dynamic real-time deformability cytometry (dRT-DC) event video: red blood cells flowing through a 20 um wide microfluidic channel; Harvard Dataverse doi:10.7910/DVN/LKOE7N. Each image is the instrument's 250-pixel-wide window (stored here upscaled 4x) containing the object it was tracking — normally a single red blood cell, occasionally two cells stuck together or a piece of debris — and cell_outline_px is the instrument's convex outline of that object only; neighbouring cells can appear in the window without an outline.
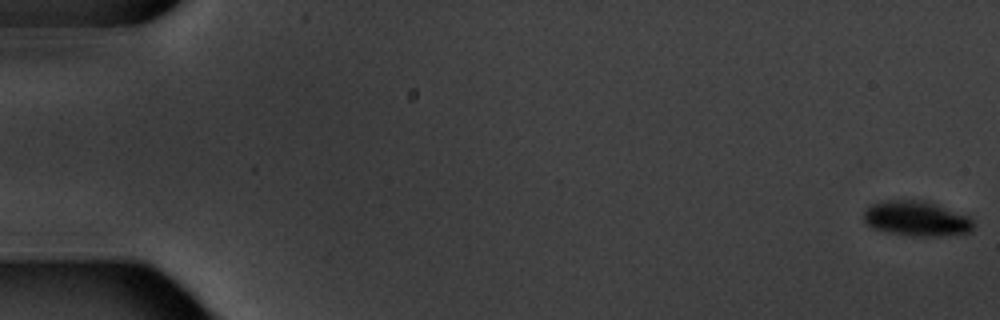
{"species": "common noctule bat (a hibernating species)", "species_latin": "Nyctalus noctula", "temperature_condition": "warm", "stored_images_in_passage": 6, "camera_frame_rate_fps": 3000, "um_per_image_px": 0.085, "animal": {"sex": "male", "body_mass_g": 20.1, "forearm_length_mm": 53.5}, "frame": {"image": 1, "passage_image": 1, "time_ms": 0.0, "image_size_px": [1000, 320], "cell_outline_px": [[972, 232], [940, 236], [912, 236], [888, 232], [872, 228], [864, 220], [864, 212], [868, 204], [884, 200], [924, 200], [936, 204], [968, 216], [972, 220]], "centroid_in_image_um": [77.86, 18.57], "position_along_channel_um": 7.1, "area_um2": 22.43}}
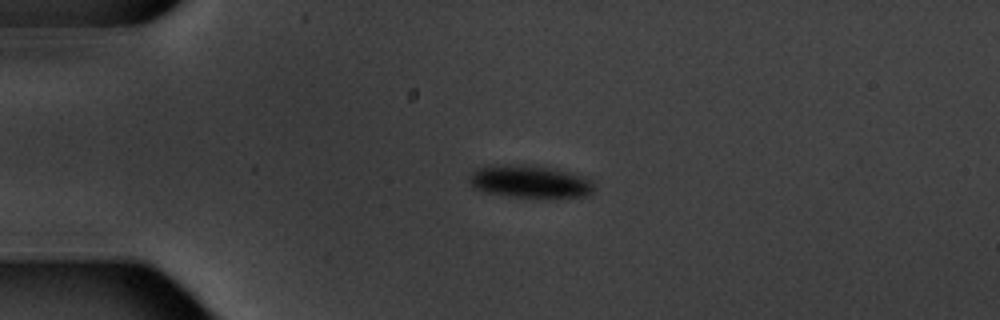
{"frame": {"image": 2, "passage_image": 5, "time_ms": 4.667, "image_size_px": [1000, 320], "cell_outline_px": [[592, 192], [588, 196], [512, 196], [484, 192], [472, 188], [468, 180], [468, 176], [472, 172], [480, 168], [492, 164], [524, 164], [560, 168], [584, 176], [592, 180]], "centroid_in_image_um": [45.0, 15.39], "position_along_channel_um": 40.0, "area_um2": 23.81}}